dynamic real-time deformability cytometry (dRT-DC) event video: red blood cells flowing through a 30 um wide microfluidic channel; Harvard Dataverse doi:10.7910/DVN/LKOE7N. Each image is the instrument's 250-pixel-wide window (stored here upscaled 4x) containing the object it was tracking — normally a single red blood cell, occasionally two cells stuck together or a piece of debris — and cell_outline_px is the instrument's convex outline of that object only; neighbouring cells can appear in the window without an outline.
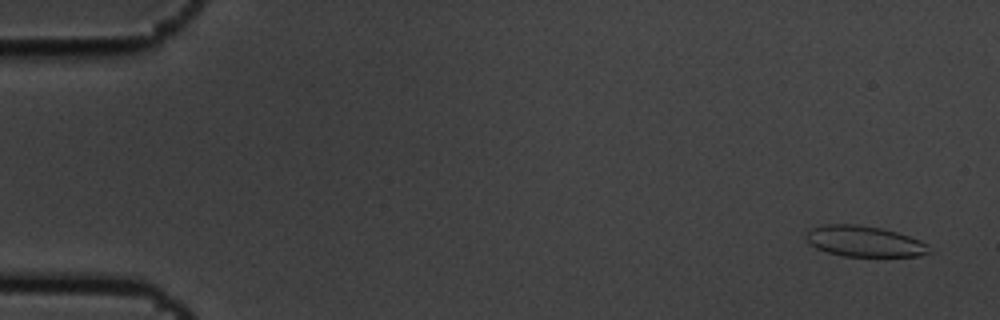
{"species": "common noctule bat (a hibernating species)", "species_latin": "Nyctalus noctula", "temperature_condition": "cold", "stored_images_in_passage": 5, "camera_frame_rate_fps": 3000, "um_per_image_px": 0.085, "animal": {"sex": "male", "body_mass_g": 19.5, "forearm_length_mm": 54.6}, "frame": {"image": 1, "passage_image": 1, "time_ms": 0.0, "image_size_px": [1000, 320], "cell_outline_px": [[932, 252], [920, 256], [844, 256], [828, 252], [816, 248], [804, 236], [812, 228], [824, 224], [856, 224], [880, 228], [896, 232], [920, 240]], "centroid_in_image_um": [73.46, 20.51], "position_along_channel_um": 11.5, "area_um2": 21.79}}
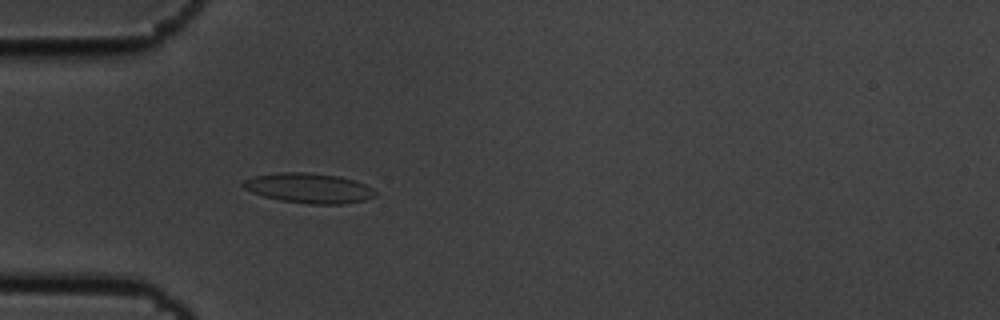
{"frame": {"image": 2, "passage_image": 5, "time_ms": 1.333, "image_size_px": [1000, 320], "cell_outline_px": [[376, 196], [364, 200], [344, 204], [308, 204], [280, 200], [264, 196], [252, 192], [244, 188], [240, 184], [244, 180], [252, 176], [276, 172], [308, 172], [340, 176], [356, 180], [372, 188], [376, 192]], "centroid_in_image_um": [26.25, 15.98], "position_along_channel_um": 58.8, "area_um2": 23.29}}